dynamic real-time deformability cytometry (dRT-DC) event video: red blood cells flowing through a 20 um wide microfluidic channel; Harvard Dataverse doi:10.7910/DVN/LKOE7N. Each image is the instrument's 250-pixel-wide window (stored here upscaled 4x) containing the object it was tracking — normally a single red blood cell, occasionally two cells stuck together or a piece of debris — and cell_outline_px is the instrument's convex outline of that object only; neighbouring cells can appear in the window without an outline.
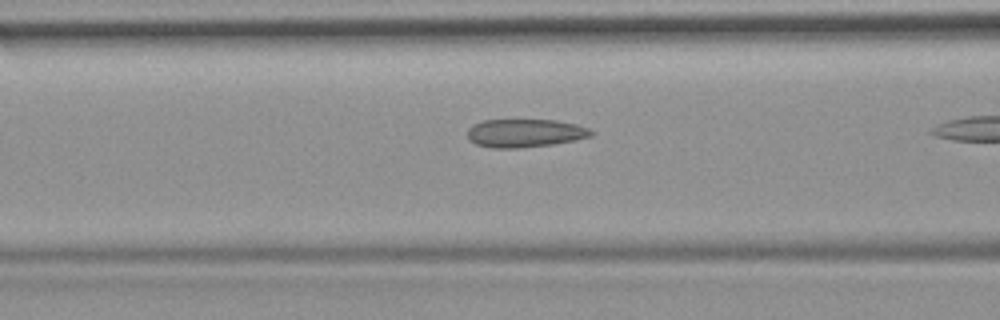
{"species": "common noctule bat (a hibernating species)", "species_latin": "Nyctalus noctula", "temperature_condition": "room temperature", "stored_images_in_passage": 6, "camera_frame_rate_fps": 3000, "um_per_image_px": 0.085, "animal": {"sex": "female", "body_mass_g": 19.9}, "frame": {"image": 1, "passage_image": 4, "time_ms": 1.0, "image_size_px": [1000, 320], "cell_outline_px": [[596, 132], [592, 136], [576, 140], [552, 144], [516, 148], [492, 148], [476, 144], [468, 140], [468, 128], [472, 124], [484, 120], [556, 120], [576, 124], [588, 128]], "centroid_in_image_um": [44.62, 11.31], "position_along_channel_um": 122.0, "area_um2": 20.46}}